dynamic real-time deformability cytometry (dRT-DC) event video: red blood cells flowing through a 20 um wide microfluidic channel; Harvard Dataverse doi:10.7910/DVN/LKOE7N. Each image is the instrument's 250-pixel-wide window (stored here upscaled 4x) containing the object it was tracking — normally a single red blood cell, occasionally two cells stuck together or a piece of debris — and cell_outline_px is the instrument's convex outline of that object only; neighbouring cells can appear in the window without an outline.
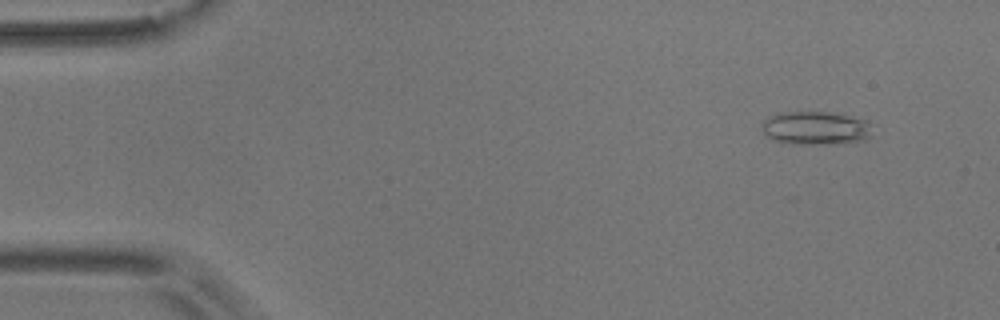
{"species": "common noctule bat (a hibernating species)", "species_latin": "Nyctalus noctula", "temperature_condition": "room temperature", "stored_images_in_passage": 55, "camera_frame_rate_fps": 3000, "um_per_image_px": 0.085, "animal": {"sex": "male", "body_mass_g": 17.9}, "frame": {"image": 1, "passage_image": 5, "time_ms": 1.333, "image_size_px": [1000, 320], "cell_outline_px": [[872, 136], [864, 140], [816, 144], [792, 144], [772, 140], [764, 136], [760, 124], [768, 116], [784, 112], [828, 112], [848, 116], [864, 120], [868, 124]], "centroid_in_image_um": [69.22, 10.89], "position_along_channel_um": 15.8, "area_um2": 21.33}}
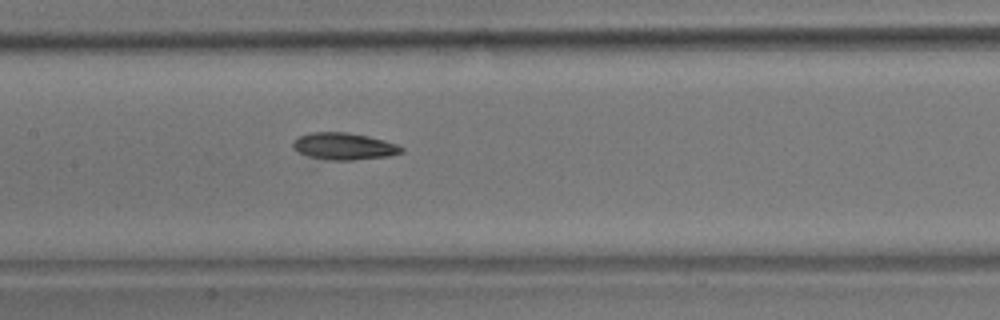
{"frame": {"image": 2, "passage_image": 26, "time_ms": 8.333, "image_size_px": [1000, 320], "cell_outline_px": [[404, 152], [388, 156], [352, 160], [328, 160], [308, 156], [300, 152], [292, 144], [292, 140], [308, 132], [348, 132], [368, 136], [384, 140], [396, 144], [404, 148]], "centroid_in_image_um": [29.25, 12.42], "position_along_channel_um": 178.2, "area_um2": 16.99}}
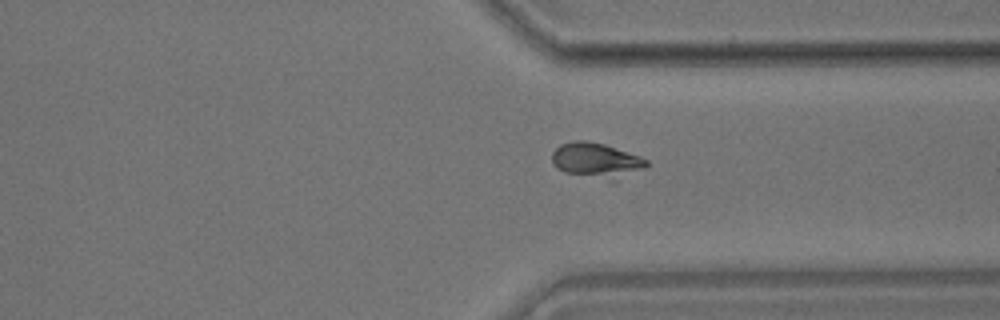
{"frame": {"image": 3, "passage_image": 41, "time_ms": 13.333, "image_size_px": [1000, 320], "cell_outline_px": [[648, 164], [644, 168], [600, 172], [564, 172], [556, 168], [552, 164], [552, 152], [560, 144], [572, 140], [584, 140], [604, 144], [640, 156], [648, 160]], "centroid_in_image_um": [50.49, 13.42], "position_along_channel_um": 360.9, "area_um2": 16.53}}